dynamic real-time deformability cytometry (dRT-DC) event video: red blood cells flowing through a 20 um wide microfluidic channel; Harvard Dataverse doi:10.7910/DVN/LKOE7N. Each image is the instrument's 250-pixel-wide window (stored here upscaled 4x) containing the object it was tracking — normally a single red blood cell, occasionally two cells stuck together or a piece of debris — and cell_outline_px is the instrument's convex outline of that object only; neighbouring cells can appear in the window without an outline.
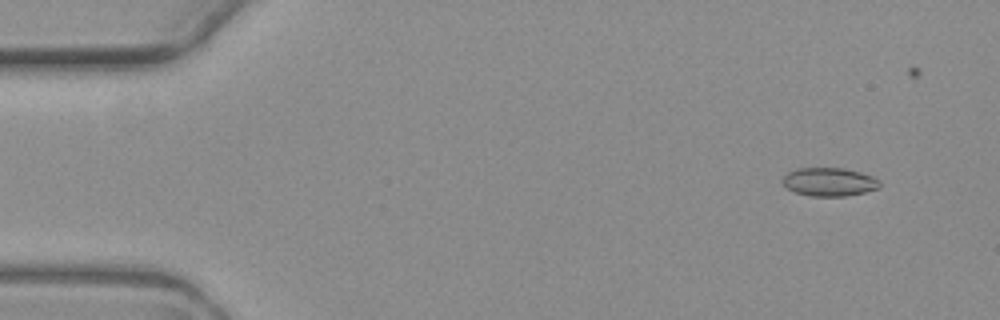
{"species": "common noctule bat (a hibernating species)", "species_latin": "Nyctalus noctula", "temperature_condition": "warm", "stored_images_in_passage": 5, "camera_frame_rate_fps": 3000, "um_per_image_px": 0.085, "animal": {"sex": "female", "body_mass_g": 19.3, "forearm_length_mm": 54.1}, "frame": {"image": 1, "passage_image": 2, "time_ms": 1.0, "image_size_px": [1000, 320], "cell_outline_px": [[880, 188], [864, 192], [844, 196], [812, 196], [796, 192], [788, 188], [780, 180], [788, 172], [796, 168], [844, 168], [860, 172], [872, 176], [880, 180]], "centroid_in_image_um": [70.49, 15.45], "position_along_channel_um": 14.5, "area_um2": 16.07}}